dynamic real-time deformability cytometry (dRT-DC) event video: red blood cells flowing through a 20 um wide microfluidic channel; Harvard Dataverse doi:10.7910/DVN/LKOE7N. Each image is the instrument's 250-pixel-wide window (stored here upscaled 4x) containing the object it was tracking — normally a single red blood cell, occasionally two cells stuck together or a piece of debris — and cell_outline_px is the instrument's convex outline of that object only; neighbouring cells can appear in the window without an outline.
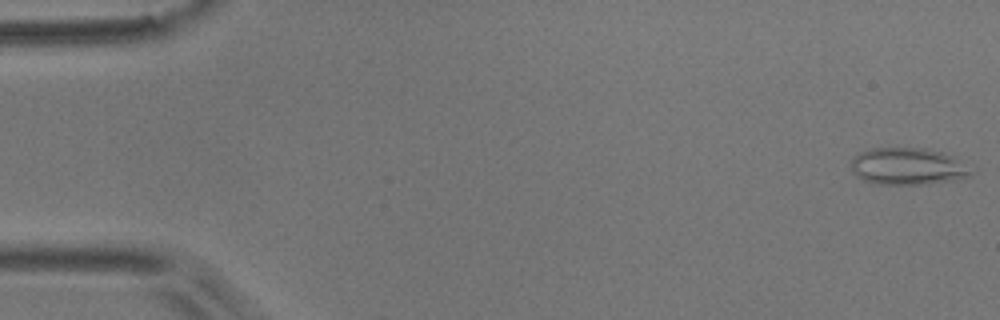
{"species": "common noctule bat (a hibernating species)", "species_latin": "Nyctalus noctula", "temperature_condition": "room temperature", "stored_images_in_passage": 3, "camera_frame_rate_fps": 3000, "um_per_image_px": 0.085, "animal": {"sex": "male", "body_mass_g": 17.9}, "frame": {"image": 1, "passage_image": 1, "time_ms": 0.0, "image_size_px": [1000, 320], "cell_outline_px": [[972, 176], [960, 180], [928, 184], [880, 184], [864, 180], [856, 176], [852, 172], [848, 164], [852, 156], [860, 152], [872, 148], [924, 148], [956, 156], [972, 172]], "centroid_in_image_um": [77.14, 14.14], "position_along_channel_um": 7.9, "area_um2": 26.3}}